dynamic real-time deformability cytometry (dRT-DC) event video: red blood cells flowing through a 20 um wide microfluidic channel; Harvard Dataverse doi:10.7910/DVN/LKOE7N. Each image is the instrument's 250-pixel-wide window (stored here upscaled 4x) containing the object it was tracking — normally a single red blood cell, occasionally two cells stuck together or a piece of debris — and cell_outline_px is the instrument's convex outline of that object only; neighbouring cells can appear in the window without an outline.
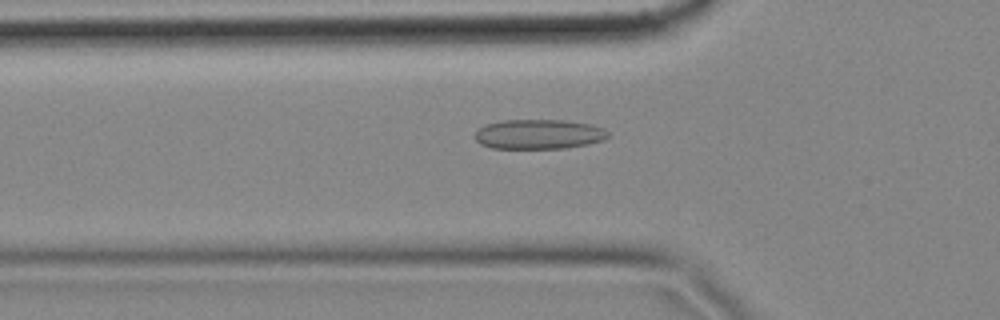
{"species": "common noctule bat (a hibernating species)", "species_latin": "Nyctalus noctula", "temperature_condition": "cold", "stored_images_in_passage": 57, "camera_frame_rate_fps": 3000, "um_per_image_px": 0.085, "animal": {"sex": "female", "body_mass_g": 18.4}, "frame": {"image": 1, "passage_image": 18, "time_ms": 5.667, "image_size_px": [1000, 320], "cell_outline_px": [[608, 136], [604, 140], [588, 144], [564, 148], [492, 148], [480, 144], [476, 140], [476, 132], [484, 124], [500, 120], [564, 120], [592, 124], [604, 128], [608, 132]], "centroid_in_image_um": [45.81, 11.4], "position_along_channel_um": 80.0, "area_um2": 23.12}}
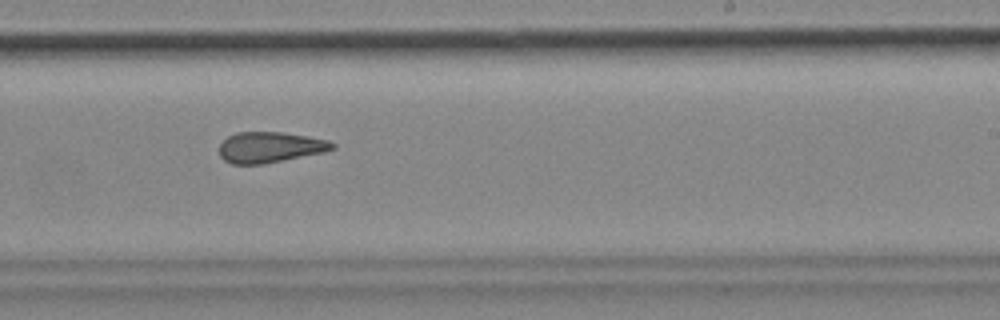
{"frame": {"image": 2, "passage_image": 34, "time_ms": 11.0, "image_size_px": [1000, 320], "cell_outline_px": [[336, 148], [324, 152], [264, 164], [232, 164], [224, 160], [220, 156], [220, 144], [228, 136], [236, 132], [280, 132], [328, 140], [336, 144]], "centroid_in_image_um": [22.94, 12.52], "position_along_channel_um": 266.1, "area_um2": 20.17}}
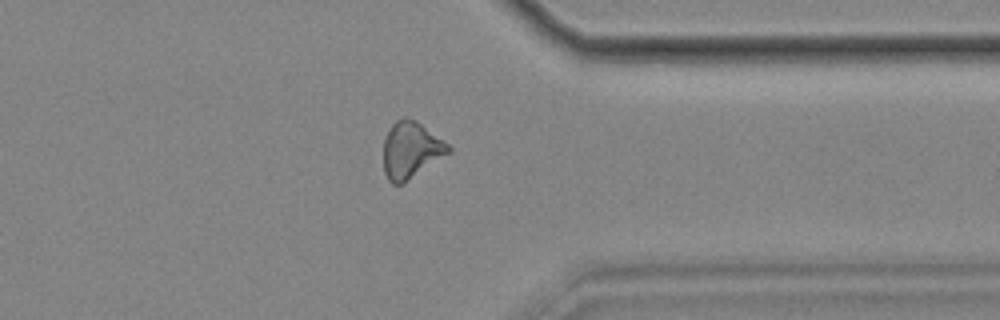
{"frame": {"image": 3, "passage_image": 44, "time_ms": 14.333, "image_size_px": [1000, 320], "cell_outline_px": [[452, 152], [404, 184], [392, 184], [388, 180], [384, 172], [384, 140], [392, 124], [396, 120], [404, 116], [408, 116], [416, 120], [448, 144], [452, 148]], "centroid_in_image_um": [34.94, 12.77], "position_along_channel_um": 376.5, "area_um2": 21.68}, "authors_computed_cell_mechanics": {"area_um2": 21.3282, "velocity_mm_per_s": 3.4973, "shape_relaxation_time_tau1_ms": null, "shape_relaxation_time_tau2_ms": 3.2799, "deformation_change_tau1": null, "deformation_change_tau2": 0.1123}}